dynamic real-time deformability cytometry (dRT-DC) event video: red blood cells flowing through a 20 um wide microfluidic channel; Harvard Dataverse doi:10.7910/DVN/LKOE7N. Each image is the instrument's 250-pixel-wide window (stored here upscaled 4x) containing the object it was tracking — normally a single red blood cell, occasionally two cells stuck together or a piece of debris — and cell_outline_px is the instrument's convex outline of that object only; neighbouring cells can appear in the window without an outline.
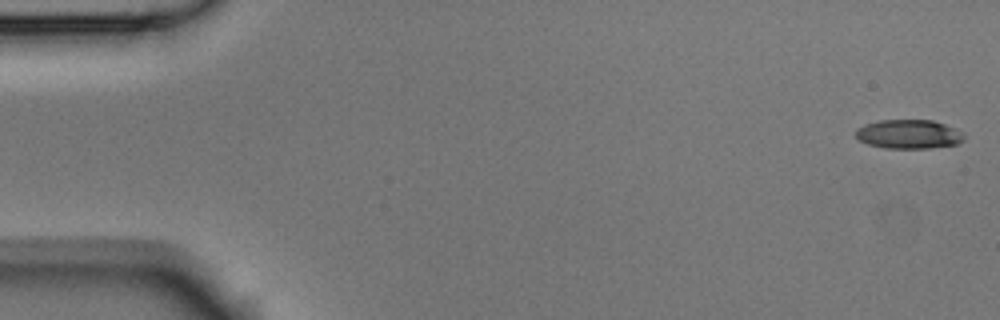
{"species": "Egyptian fruit bat (a non-hibernating species)", "species_latin": "Rousettus aegyptiacus", "temperature_condition": "room temperature", "stored_images_in_passage": 5, "segment_of_instrument_passage": [1, 2], "camera_frame_rate_fps": 3000, "um_per_image_px": 0.085, "animal": {"sex": "male"}, "frame": {"image": 1, "passage_image": 1, "time_ms": 0.0, "image_size_px": [1000, 320], "cell_outline_px": [[964, 140], [956, 144], [932, 148], [884, 148], [868, 144], [860, 140], [856, 136], [856, 128], [864, 124], [880, 120], [932, 120], [944, 124], [964, 132]], "centroid_in_image_um": [77.25, 11.4], "position_along_channel_um": 7.8, "area_um2": 18.38}}
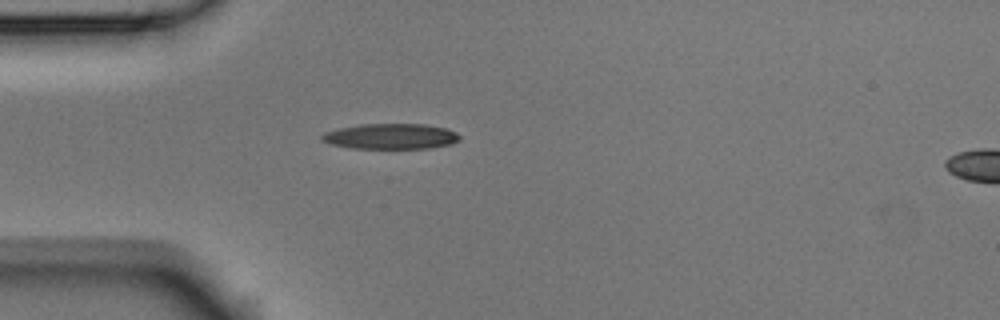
{"frame": {"image": 2, "passage_image": 4, "time_ms": 1.0, "image_size_px": [1000, 320], "cell_outline_px": [[460, 140], [452, 144], [428, 148], [352, 148], [332, 144], [320, 140], [320, 136], [324, 132], [340, 128], [360, 124], [424, 124], [444, 128], [456, 132], [460, 136]], "centroid_in_image_um": [33.21, 11.59], "position_along_channel_um": 51.8, "area_um2": 20.4}}